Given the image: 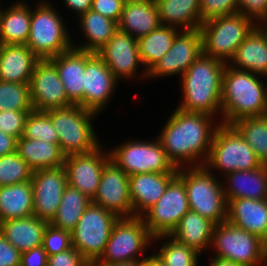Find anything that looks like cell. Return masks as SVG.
Masks as SVG:
<instances>
[{"instance_id":"6da1fadb","label":"cell","mask_w":267,"mask_h":266,"mask_svg":"<svg viewBox=\"0 0 267 266\" xmlns=\"http://www.w3.org/2000/svg\"><path fill=\"white\" fill-rule=\"evenodd\" d=\"M215 118L177 107L173 110L156 137L175 168L205 165L215 130L221 124Z\"/></svg>"},{"instance_id":"7a4b0ae2","label":"cell","mask_w":267,"mask_h":266,"mask_svg":"<svg viewBox=\"0 0 267 266\" xmlns=\"http://www.w3.org/2000/svg\"><path fill=\"white\" fill-rule=\"evenodd\" d=\"M265 76L226 64L222 78L221 120L231 125L235 121L267 115V85Z\"/></svg>"},{"instance_id":"3957f363","label":"cell","mask_w":267,"mask_h":266,"mask_svg":"<svg viewBox=\"0 0 267 266\" xmlns=\"http://www.w3.org/2000/svg\"><path fill=\"white\" fill-rule=\"evenodd\" d=\"M225 67V63L202 53L179 77L182 99L177 108L187 112L206 113L220 121L218 116L221 115Z\"/></svg>"},{"instance_id":"277c9868","label":"cell","mask_w":267,"mask_h":266,"mask_svg":"<svg viewBox=\"0 0 267 266\" xmlns=\"http://www.w3.org/2000/svg\"><path fill=\"white\" fill-rule=\"evenodd\" d=\"M215 173L205 166H196L178 168L177 175L184 182L189 209L217 225L227 220L228 202L222 187L223 178Z\"/></svg>"},{"instance_id":"5b68a950","label":"cell","mask_w":267,"mask_h":266,"mask_svg":"<svg viewBox=\"0 0 267 266\" xmlns=\"http://www.w3.org/2000/svg\"><path fill=\"white\" fill-rule=\"evenodd\" d=\"M38 1L35 9L31 8L30 32L25 45L40 60H45L73 48L74 40L59 9L56 10L50 1Z\"/></svg>"},{"instance_id":"8992f818","label":"cell","mask_w":267,"mask_h":266,"mask_svg":"<svg viewBox=\"0 0 267 266\" xmlns=\"http://www.w3.org/2000/svg\"><path fill=\"white\" fill-rule=\"evenodd\" d=\"M45 112L58 133L59 146L65 156L87 153L101 145L92 124L98 113L76 104Z\"/></svg>"},{"instance_id":"52a82bcc","label":"cell","mask_w":267,"mask_h":266,"mask_svg":"<svg viewBox=\"0 0 267 266\" xmlns=\"http://www.w3.org/2000/svg\"><path fill=\"white\" fill-rule=\"evenodd\" d=\"M257 25L253 19L239 12L202 23L203 54L229 64L238 46Z\"/></svg>"},{"instance_id":"ba28073f","label":"cell","mask_w":267,"mask_h":266,"mask_svg":"<svg viewBox=\"0 0 267 266\" xmlns=\"http://www.w3.org/2000/svg\"><path fill=\"white\" fill-rule=\"evenodd\" d=\"M261 165L253 149L232 125L221 123L216 128L204 165L210 172L217 170L220 174L218 176L222 178L227 173L238 170L250 171Z\"/></svg>"},{"instance_id":"9c48e42d","label":"cell","mask_w":267,"mask_h":266,"mask_svg":"<svg viewBox=\"0 0 267 266\" xmlns=\"http://www.w3.org/2000/svg\"><path fill=\"white\" fill-rule=\"evenodd\" d=\"M210 249L213 257L241 266H266L267 243L227 221L215 225Z\"/></svg>"},{"instance_id":"30bf717a","label":"cell","mask_w":267,"mask_h":266,"mask_svg":"<svg viewBox=\"0 0 267 266\" xmlns=\"http://www.w3.org/2000/svg\"><path fill=\"white\" fill-rule=\"evenodd\" d=\"M153 239L141 217H120L112 228L104 254L94 264L143 260L151 254L145 253L153 246Z\"/></svg>"},{"instance_id":"8fae6325","label":"cell","mask_w":267,"mask_h":266,"mask_svg":"<svg viewBox=\"0 0 267 266\" xmlns=\"http://www.w3.org/2000/svg\"><path fill=\"white\" fill-rule=\"evenodd\" d=\"M118 216L91 202L71 231L72 247L91 264L104 254L112 228Z\"/></svg>"},{"instance_id":"7c38bea8","label":"cell","mask_w":267,"mask_h":266,"mask_svg":"<svg viewBox=\"0 0 267 266\" xmlns=\"http://www.w3.org/2000/svg\"><path fill=\"white\" fill-rule=\"evenodd\" d=\"M153 140L127 139L119 146L109 149L110 159L128 176L150 172H178L167 158L158 138Z\"/></svg>"},{"instance_id":"4fadbf2b","label":"cell","mask_w":267,"mask_h":266,"mask_svg":"<svg viewBox=\"0 0 267 266\" xmlns=\"http://www.w3.org/2000/svg\"><path fill=\"white\" fill-rule=\"evenodd\" d=\"M189 210L184 182L176 175L170 181L164 194L141 218L154 237L170 235Z\"/></svg>"},{"instance_id":"5bb4252c","label":"cell","mask_w":267,"mask_h":266,"mask_svg":"<svg viewBox=\"0 0 267 266\" xmlns=\"http://www.w3.org/2000/svg\"><path fill=\"white\" fill-rule=\"evenodd\" d=\"M202 53L200 29L181 30L176 35L173 46L148 71L147 80L175 75L181 77Z\"/></svg>"},{"instance_id":"9a60e30c","label":"cell","mask_w":267,"mask_h":266,"mask_svg":"<svg viewBox=\"0 0 267 266\" xmlns=\"http://www.w3.org/2000/svg\"><path fill=\"white\" fill-rule=\"evenodd\" d=\"M97 54L120 81L138 78V68L141 67L140 77L147 80L148 72L140 60L137 39L128 33L117 30Z\"/></svg>"},{"instance_id":"2e32d148","label":"cell","mask_w":267,"mask_h":266,"mask_svg":"<svg viewBox=\"0 0 267 266\" xmlns=\"http://www.w3.org/2000/svg\"><path fill=\"white\" fill-rule=\"evenodd\" d=\"M119 80L97 54L85 51L83 108L102 113L112 100Z\"/></svg>"},{"instance_id":"e0dca14e","label":"cell","mask_w":267,"mask_h":266,"mask_svg":"<svg viewBox=\"0 0 267 266\" xmlns=\"http://www.w3.org/2000/svg\"><path fill=\"white\" fill-rule=\"evenodd\" d=\"M110 159L109 150L101 144L87 153L65 156L64 167L68 185L78 189L89 199L97 193L106 162Z\"/></svg>"},{"instance_id":"ac0fdd59","label":"cell","mask_w":267,"mask_h":266,"mask_svg":"<svg viewBox=\"0 0 267 266\" xmlns=\"http://www.w3.org/2000/svg\"><path fill=\"white\" fill-rule=\"evenodd\" d=\"M33 216L48 223L55 217L62 194L68 186L64 165L33 171Z\"/></svg>"},{"instance_id":"d6986e66","label":"cell","mask_w":267,"mask_h":266,"mask_svg":"<svg viewBox=\"0 0 267 266\" xmlns=\"http://www.w3.org/2000/svg\"><path fill=\"white\" fill-rule=\"evenodd\" d=\"M33 109L47 111L73 105L68 99L56 66L49 60H39L30 79Z\"/></svg>"},{"instance_id":"ffe728a7","label":"cell","mask_w":267,"mask_h":266,"mask_svg":"<svg viewBox=\"0 0 267 266\" xmlns=\"http://www.w3.org/2000/svg\"><path fill=\"white\" fill-rule=\"evenodd\" d=\"M91 202L120 217H133L129 176L111 159L103 169L97 193Z\"/></svg>"},{"instance_id":"44dd1931","label":"cell","mask_w":267,"mask_h":266,"mask_svg":"<svg viewBox=\"0 0 267 266\" xmlns=\"http://www.w3.org/2000/svg\"><path fill=\"white\" fill-rule=\"evenodd\" d=\"M178 172L140 173L129 176L133 216L141 217L164 194Z\"/></svg>"},{"instance_id":"7402d4cb","label":"cell","mask_w":267,"mask_h":266,"mask_svg":"<svg viewBox=\"0 0 267 266\" xmlns=\"http://www.w3.org/2000/svg\"><path fill=\"white\" fill-rule=\"evenodd\" d=\"M226 221L267 243V199L238 198L228 201Z\"/></svg>"},{"instance_id":"603a6c76","label":"cell","mask_w":267,"mask_h":266,"mask_svg":"<svg viewBox=\"0 0 267 266\" xmlns=\"http://www.w3.org/2000/svg\"><path fill=\"white\" fill-rule=\"evenodd\" d=\"M229 66L267 77V26L257 25L238 46Z\"/></svg>"},{"instance_id":"cb8c5ba5","label":"cell","mask_w":267,"mask_h":266,"mask_svg":"<svg viewBox=\"0 0 267 266\" xmlns=\"http://www.w3.org/2000/svg\"><path fill=\"white\" fill-rule=\"evenodd\" d=\"M223 178L222 187L227 202L238 198L267 199V164L250 171H233Z\"/></svg>"},{"instance_id":"d4e9b609","label":"cell","mask_w":267,"mask_h":266,"mask_svg":"<svg viewBox=\"0 0 267 266\" xmlns=\"http://www.w3.org/2000/svg\"><path fill=\"white\" fill-rule=\"evenodd\" d=\"M49 60L58 70L68 99L83 108L85 51L73 47Z\"/></svg>"},{"instance_id":"484cf974","label":"cell","mask_w":267,"mask_h":266,"mask_svg":"<svg viewBox=\"0 0 267 266\" xmlns=\"http://www.w3.org/2000/svg\"><path fill=\"white\" fill-rule=\"evenodd\" d=\"M161 25L155 0H126L118 30L142 38Z\"/></svg>"},{"instance_id":"4316f807","label":"cell","mask_w":267,"mask_h":266,"mask_svg":"<svg viewBox=\"0 0 267 266\" xmlns=\"http://www.w3.org/2000/svg\"><path fill=\"white\" fill-rule=\"evenodd\" d=\"M39 60L25 44H0V80L30 83L33 69Z\"/></svg>"},{"instance_id":"83f0119b","label":"cell","mask_w":267,"mask_h":266,"mask_svg":"<svg viewBox=\"0 0 267 266\" xmlns=\"http://www.w3.org/2000/svg\"><path fill=\"white\" fill-rule=\"evenodd\" d=\"M48 222L28 216L0 222V233L21 253L42 245Z\"/></svg>"},{"instance_id":"f1b7e54d","label":"cell","mask_w":267,"mask_h":266,"mask_svg":"<svg viewBox=\"0 0 267 266\" xmlns=\"http://www.w3.org/2000/svg\"><path fill=\"white\" fill-rule=\"evenodd\" d=\"M215 224L189 210L180 220L178 226L172 231V236L178 242L192 248L200 255L211 247L213 229Z\"/></svg>"},{"instance_id":"f546056e","label":"cell","mask_w":267,"mask_h":266,"mask_svg":"<svg viewBox=\"0 0 267 266\" xmlns=\"http://www.w3.org/2000/svg\"><path fill=\"white\" fill-rule=\"evenodd\" d=\"M77 19L80 32H83L81 35L85 36L86 41L80 43L81 45L73 41L74 48L79 50L97 53L118 30L117 22L93 10L85 12Z\"/></svg>"},{"instance_id":"4dcf8cb0","label":"cell","mask_w":267,"mask_h":266,"mask_svg":"<svg viewBox=\"0 0 267 266\" xmlns=\"http://www.w3.org/2000/svg\"><path fill=\"white\" fill-rule=\"evenodd\" d=\"M17 0L0 13V44H26L30 32L31 6Z\"/></svg>"},{"instance_id":"1f68e13d","label":"cell","mask_w":267,"mask_h":266,"mask_svg":"<svg viewBox=\"0 0 267 266\" xmlns=\"http://www.w3.org/2000/svg\"><path fill=\"white\" fill-rule=\"evenodd\" d=\"M161 25L179 30L200 29L199 0H155Z\"/></svg>"},{"instance_id":"d6a6232c","label":"cell","mask_w":267,"mask_h":266,"mask_svg":"<svg viewBox=\"0 0 267 266\" xmlns=\"http://www.w3.org/2000/svg\"><path fill=\"white\" fill-rule=\"evenodd\" d=\"M17 152L33 171L64 165L65 155L60 146L43 140L21 136L17 140Z\"/></svg>"},{"instance_id":"836d02e7","label":"cell","mask_w":267,"mask_h":266,"mask_svg":"<svg viewBox=\"0 0 267 266\" xmlns=\"http://www.w3.org/2000/svg\"><path fill=\"white\" fill-rule=\"evenodd\" d=\"M33 216L31 180L0 187V222Z\"/></svg>"},{"instance_id":"e575fe53","label":"cell","mask_w":267,"mask_h":266,"mask_svg":"<svg viewBox=\"0 0 267 266\" xmlns=\"http://www.w3.org/2000/svg\"><path fill=\"white\" fill-rule=\"evenodd\" d=\"M180 31L175 27L160 25L137 40L140 60L147 72L173 46L176 35Z\"/></svg>"},{"instance_id":"d590c367","label":"cell","mask_w":267,"mask_h":266,"mask_svg":"<svg viewBox=\"0 0 267 266\" xmlns=\"http://www.w3.org/2000/svg\"><path fill=\"white\" fill-rule=\"evenodd\" d=\"M90 203L91 199L78 189L68 185L62 194L57 213L50 224L55 228L71 232Z\"/></svg>"},{"instance_id":"8d00e7d4","label":"cell","mask_w":267,"mask_h":266,"mask_svg":"<svg viewBox=\"0 0 267 266\" xmlns=\"http://www.w3.org/2000/svg\"><path fill=\"white\" fill-rule=\"evenodd\" d=\"M253 149L262 164H267V115L246 117L231 124Z\"/></svg>"},{"instance_id":"74e56055","label":"cell","mask_w":267,"mask_h":266,"mask_svg":"<svg viewBox=\"0 0 267 266\" xmlns=\"http://www.w3.org/2000/svg\"><path fill=\"white\" fill-rule=\"evenodd\" d=\"M166 240V241H165ZM160 241L159 250L155 254L160 258L165 266H198L200 254L192 248L187 247L175 240L170 235H159L153 239V244ZM162 241L163 244L161 243Z\"/></svg>"},{"instance_id":"f35d334b","label":"cell","mask_w":267,"mask_h":266,"mask_svg":"<svg viewBox=\"0 0 267 266\" xmlns=\"http://www.w3.org/2000/svg\"><path fill=\"white\" fill-rule=\"evenodd\" d=\"M33 111L29 83L0 80V111Z\"/></svg>"},{"instance_id":"ab89813d","label":"cell","mask_w":267,"mask_h":266,"mask_svg":"<svg viewBox=\"0 0 267 266\" xmlns=\"http://www.w3.org/2000/svg\"><path fill=\"white\" fill-rule=\"evenodd\" d=\"M23 138L37 139L59 145V137L50 116L45 111L33 110L26 118Z\"/></svg>"},{"instance_id":"60d3db41","label":"cell","mask_w":267,"mask_h":266,"mask_svg":"<svg viewBox=\"0 0 267 266\" xmlns=\"http://www.w3.org/2000/svg\"><path fill=\"white\" fill-rule=\"evenodd\" d=\"M32 175L33 170L17 151L0 157V187L30 181Z\"/></svg>"},{"instance_id":"b9f144b4","label":"cell","mask_w":267,"mask_h":266,"mask_svg":"<svg viewBox=\"0 0 267 266\" xmlns=\"http://www.w3.org/2000/svg\"><path fill=\"white\" fill-rule=\"evenodd\" d=\"M42 246L48 256L64 252L72 247L71 232L55 228L48 223L45 228Z\"/></svg>"},{"instance_id":"7bdbcfd3","label":"cell","mask_w":267,"mask_h":266,"mask_svg":"<svg viewBox=\"0 0 267 266\" xmlns=\"http://www.w3.org/2000/svg\"><path fill=\"white\" fill-rule=\"evenodd\" d=\"M238 12V0H199L201 23Z\"/></svg>"},{"instance_id":"ee69618b","label":"cell","mask_w":267,"mask_h":266,"mask_svg":"<svg viewBox=\"0 0 267 266\" xmlns=\"http://www.w3.org/2000/svg\"><path fill=\"white\" fill-rule=\"evenodd\" d=\"M31 111H0V131L15 137L23 135L26 118Z\"/></svg>"},{"instance_id":"f6af8a7d","label":"cell","mask_w":267,"mask_h":266,"mask_svg":"<svg viewBox=\"0 0 267 266\" xmlns=\"http://www.w3.org/2000/svg\"><path fill=\"white\" fill-rule=\"evenodd\" d=\"M238 12L258 25L267 24V0H238Z\"/></svg>"},{"instance_id":"bcb514c9","label":"cell","mask_w":267,"mask_h":266,"mask_svg":"<svg viewBox=\"0 0 267 266\" xmlns=\"http://www.w3.org/2000/svg\"><path fill=\"white\" fill-rule=\"evenodd\" d=\"M47 266H92L74 247L48 256Z\"/></svg>"},{"instance_id":"7dc6e473","label":"cell","mask_w":267,"mask_h":266,"mask_svg":"<svg viewBox=\"0 0 267 266\" xmlns=\"http://www.w3.org/2000/svg\"><path fill=\"white\" fill-rule=\"evenodd\" d=\"M125 1L126 0H93L91 10L118 23Z\"/></svg>"},{"instance_id":"c3c4849f","label":"cell","mask_w":267,"mask_h":266,"mask_svg":"<svg viewBox=\"0 0 267 266\" xmlns=\"http://www.w3.org/2000/svg\"><path fill=\"white\" fill-rule=\"evenodd\" d=\"M21 252L0 233V266H20Z\"/></svg>"},{"instance_id":"681fc988","label":"cell","mask_w":267,"mask_h":266,"mask_svg":"<svg viewBox=\"0 0 267 266\" xmlns=\"http://www.w3.org/2000/svg\"><path fill=\"white\" fill-rule=\"evenodd\" d=\"M48 255L43 246L21 253L20 266H47Z\"/></svg>"},{"instance_id":"f907efd6","label":"cell","mask_w":267,"mask_h":266,"mask_svg":"<svg viewBox=\"0 0 267 266\" xmlns=\"http://www.w3.org/2000/svg\"><path fill=\"white\" fill-rule=\"evenodd\" d=\"M65 6L74 11L75 15L79 17L85 12L91 10L93 0H62Z\"/></svg>"},{"instance_id":"816d5d0a","label":"cell","mask_w":267,"mask_h":266,"mask_svg":"<svg viewBox=\"0 0 267 266\" xmlns=\"http://www.w3.org/2000/svg\"><path fill=\"white\" fill-rule=\"evenodd\" d=\"M17 151V139L0 131V157Z\"/></svg>"},{"instance_id":"f5cc1de1","label":"cell","mask_w":267,"mask_h":266,"mask_svg":"<svg viewBox=\"0 0 267 266\" xmlns=\"http://www.w3.org/2000/svg\"><path fill=\"white\" fill-rule=\"evenodd\" d=\"M142 266H165L160 258L154 253L142 260Z\"/></svg>"},{"instance_id":"db71d44e","label":"cell","mask_w":267,"mask_h":266,"mask_svg":"<svg viewBox=\"0 0 267 266\" xmlns=\"http://www.w3.org/2000/svg\"><path fill=\"white\" fill-rule=\"evenodd\" d=\"M210 259L211 260L209 261V263L205 265L207 266H241L232 261L224 260V259L217 258V257H212Z\"/></svg>"},{"instance_id":"11a10c76","label":"cell","mask_w":267,"mask_h":266,"mask_svg":"<svg viewBox=\"0 0 267 266\" xmlns=\"http://www.w3.org/2000/svg\"><path fill=\"white\" fill-rule=\"evenodd\" d=\"M92 266H142V260L120 262V263H115V264H93Z\"/></svg>"}]
</instances>
